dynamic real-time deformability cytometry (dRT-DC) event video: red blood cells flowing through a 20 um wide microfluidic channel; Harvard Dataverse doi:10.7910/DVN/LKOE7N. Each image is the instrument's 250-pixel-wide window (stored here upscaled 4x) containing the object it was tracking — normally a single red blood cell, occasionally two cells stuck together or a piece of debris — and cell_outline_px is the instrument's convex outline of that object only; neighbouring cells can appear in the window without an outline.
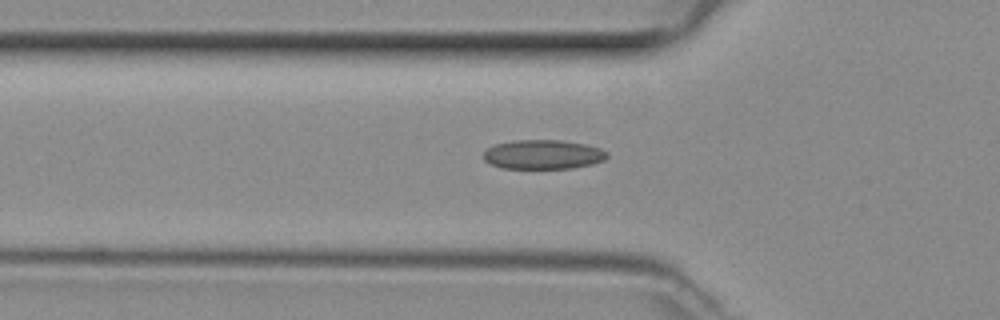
{"species": "common noctule bat (a hibernating species)", "species_latin": "Nyctalus noctula", "temperature_condition": "room temperature", "stored_images_in_passage": 34, "camera_frame_rate_fps": 3000, "um_per_image_px": 0.085, "animal": {"sex": "female", "body_mass_g": 29.2, "forearm_length_mm": 56.3}, "frame": {"image": 1, "passage_image": 3, "time_ms": 0.667, "image_size_px": [1000, 320], "cell_outline_px": [[608, 156], [604, 160], [592, 164], [572, 168], [504, 168], [492, 164], [484, 160], [484, 152], [488, 148], [496, 144], [516, 140], [564, 140], [584, 144], [600, 148], [608, 152]], "centroid_in_image_um": [46.19, 13.12], "position_along_channel_um": 79.6, "area_um2": 20.98}}
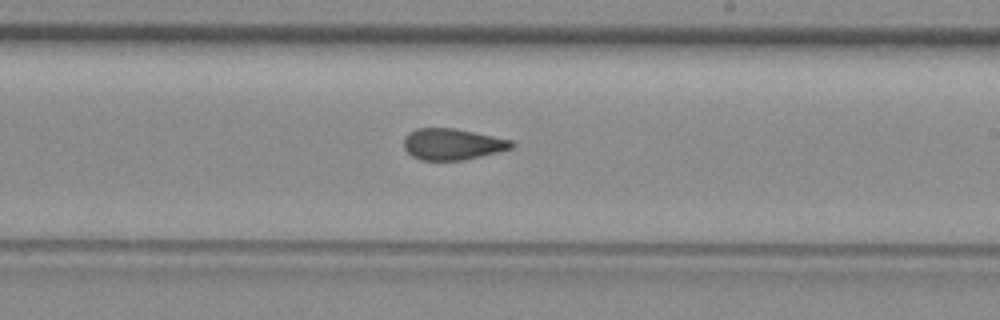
{"frame": {"image": 2, "passage_image": 15, "time_ms": 4.667, "image_size_px": [1000, 320], "cell_outline_px": [[516, 144], [512, 148], [464, 160], [420, 160], [412, 156], [404, 148], [404, 136], [408, 132], [416, 128], [456, 128], [512, 140]], "centroid_in_image_um": [38.43, 12.24], "position_along_channel_um": 250.6, "area_um2": 19.71}}
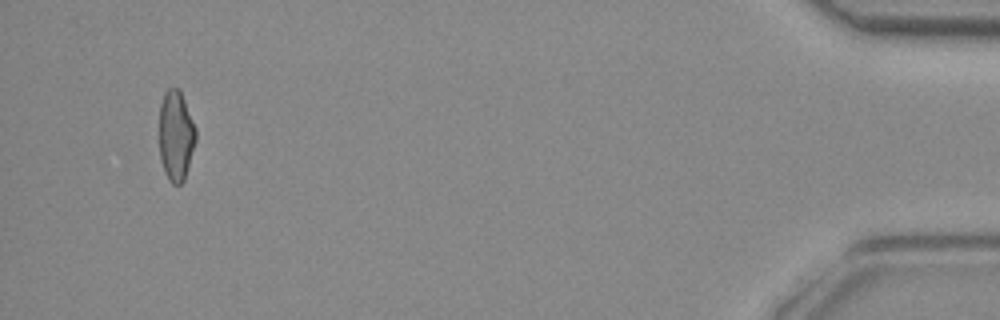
{"frame": {"image": 3, "passage_image": 33, "time_ms": 10.667, "image_size_px": [1000, 320], "cell_outline_px": [[196, 140], [184, 180], [180, 184], [172, 184], [168, 180], [164, 172], [160, 156], [160, 104], [164, 92], [168, 88], [176, 88], [180, 92], [184, 100], [196, 128]], "centroid_in_image_um": [14.95, 11.55], "position_along_channel_um": 420.3, "area_um2": 19.07}}